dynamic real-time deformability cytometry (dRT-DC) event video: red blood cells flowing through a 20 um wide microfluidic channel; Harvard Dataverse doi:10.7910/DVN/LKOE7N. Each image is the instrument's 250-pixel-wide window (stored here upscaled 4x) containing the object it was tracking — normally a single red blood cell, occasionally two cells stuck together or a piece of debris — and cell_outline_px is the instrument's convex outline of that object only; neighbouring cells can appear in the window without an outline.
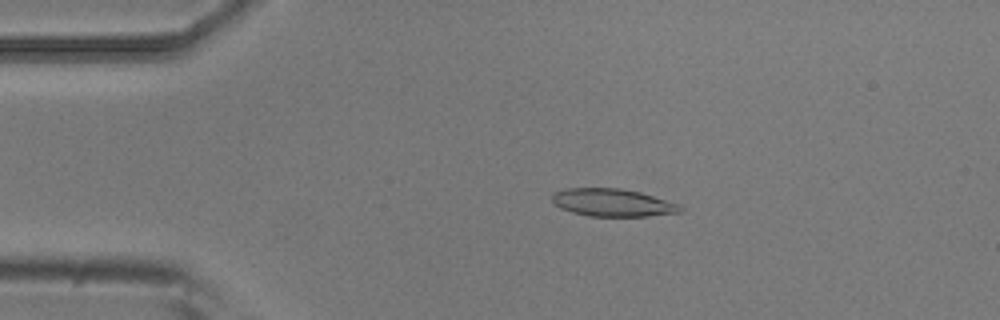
{"species": "common noctule bat (a hibernating species)", "species_latin": "Nyctalus noctula", "temperature_condition": "room temperature", "stored_images_in_passage": 3, "camera_frame_rate_fps": 3000, "um_per_image_px": 0.085, "animal": {"sex": "male", "body_mass_g": 20.5, "forearm_length_mm": 52.5}, "frame": {"image": 1, "passage_image": 2, "time_ms": 0.333, "image_size_px": [1000, 320], "cell_outline_px": [[684, 212], [648, 216], [588, 216], [572, 212], [560, 208], [552, 200], [552, 196], [556, 192], [564, 188], [620, 188], [640, 192], [680, 204], [684, 208]], "centroid_in_image_um": [52.12, 17.22], "position_along_channel_um": 32.9, "area_um2": 20.75}}